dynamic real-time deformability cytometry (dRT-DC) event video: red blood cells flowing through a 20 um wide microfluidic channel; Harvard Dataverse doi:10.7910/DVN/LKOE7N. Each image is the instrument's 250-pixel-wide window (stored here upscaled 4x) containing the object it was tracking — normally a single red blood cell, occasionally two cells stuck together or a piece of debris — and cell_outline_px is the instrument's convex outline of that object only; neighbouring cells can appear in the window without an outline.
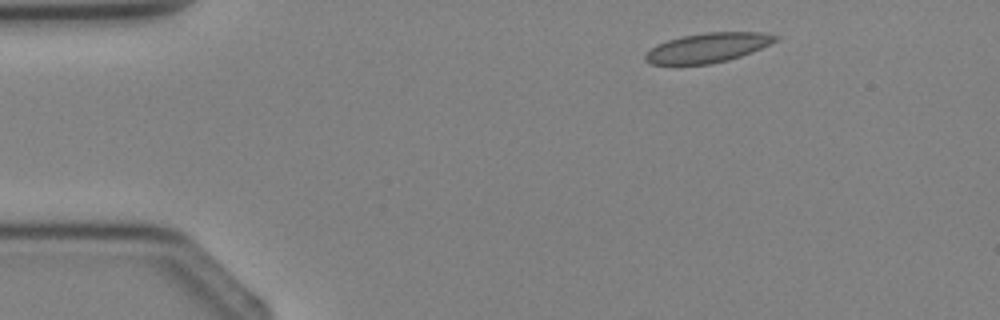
{"species": "Egyptian fruit bat (a non-hibernating species)", "species_latin": "Rousettus aegyptiacus", "temperature_condition": "cold", "stored_images_in_passage": 2, "camera_frame_rate_fps": 3000, "um_per_image_px": 0.085, "animal": {"sex": "female"}, "frame": {"image": 1, "passage_image": 1, "time_ms": 0.0, "image_size_px": [1000, 320], "cell_outline_px": [[780, 36], [776, 40], [752, 52], [728, 60], [712, 64], [652, 64], [644, 60], [644, 56], [656, 44], [680, 36], [704, 32], [764, 32]], "centroid_in_image_um": [60.15, 4.04], "position_along_channel_um": 24.9, "area_um2": 22.31}}
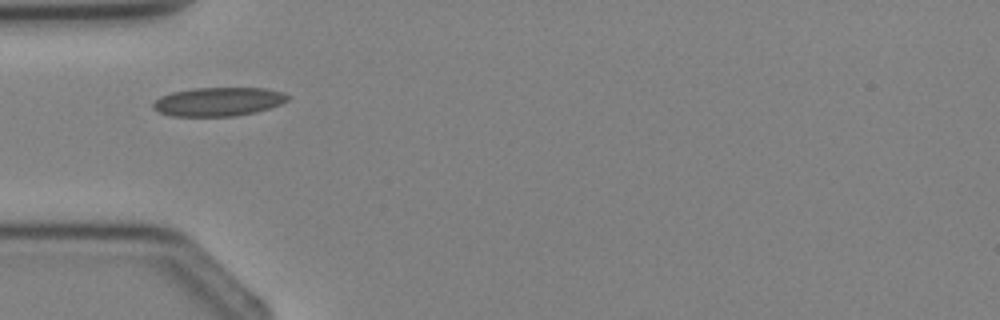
{"frame": {"image": 2, "passage_image": 2, "time_ms": 2.0, "image_size_px": [1000, 320], "cell_outline_px": [[288, 100], [280, 104], [256, 112], [236, 116], [172, 116], [160, 112], [152, 108], [152, 104], [160, 96], [172, 92], [192, 88], [264, 88], [284, 92], [288, 96]], "centroid_in_image_um": [18.55, 8.64], "position_along_channel_um": 66.5, "area_um2": 22.54}}